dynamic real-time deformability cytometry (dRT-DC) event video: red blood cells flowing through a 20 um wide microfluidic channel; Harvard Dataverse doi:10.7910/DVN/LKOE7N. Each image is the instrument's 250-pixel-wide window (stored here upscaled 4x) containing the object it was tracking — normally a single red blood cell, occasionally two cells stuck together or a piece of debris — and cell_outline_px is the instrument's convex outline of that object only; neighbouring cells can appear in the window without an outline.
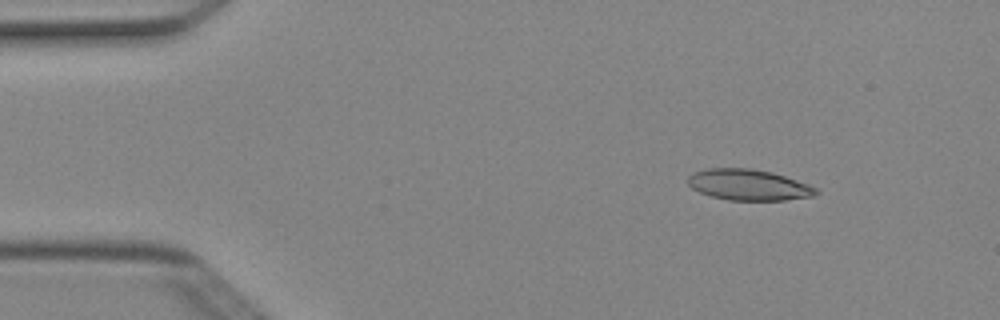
{"species": "Egyptian fruit bat (a non-hibernating species)", "species_latin": "Rousettus aegyptiacus", "temperature_condition": "cold", "stored_images_in_passage": 4, "camera_frame_rate_fps": 3000, "um_per_image_px": 0.085, "animal": {"sex": "female"}, "frame": {"image": 1, "passage_image": 2, "time_ms": 0.333, "image_size_px": [1000, 320], "cell_outline_px": [[820, 192], [812, 196], [784, 200], [728, 200], [712, 196], [700, 192], [692, 188], [688, 184], [688, 176], [696, 172], [708, 168], [752, 168], [772, 172], [808, 184], [816, 188]], "centroid_in_image_um": [63.63, 15.71], "position_along_channel_um": 21.4, "area_um2": 22.95}}
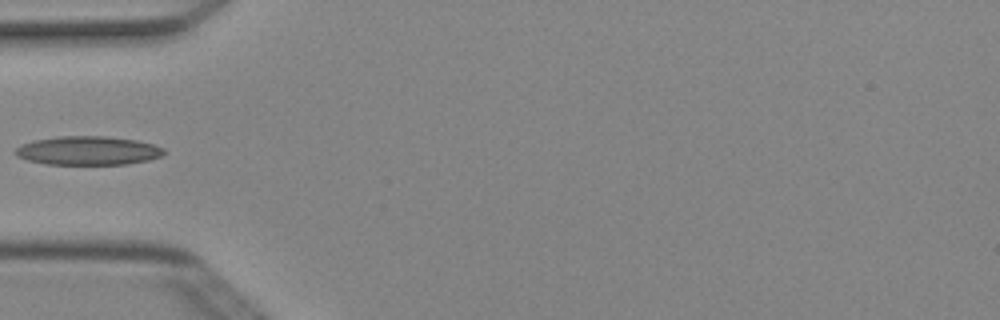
{"frame": {"image": 2, "passage_image": 4, "time_ms": 1.0, "image_size_px": [1000, 320], "cell_outline_px": [[168, 152], [160, 156], [148, 160], [128, 164], [44, 164], [28, 160], [16, 156], [12, 152], [20, 144], [32, 140], [56, 136], [104, 136], [136, 140], [152, 144], [164, 148]], "centroid_in_image_um": [7.44, 12.8], "position_along_channel_um": 77.6, "area_um2": 25.14}}